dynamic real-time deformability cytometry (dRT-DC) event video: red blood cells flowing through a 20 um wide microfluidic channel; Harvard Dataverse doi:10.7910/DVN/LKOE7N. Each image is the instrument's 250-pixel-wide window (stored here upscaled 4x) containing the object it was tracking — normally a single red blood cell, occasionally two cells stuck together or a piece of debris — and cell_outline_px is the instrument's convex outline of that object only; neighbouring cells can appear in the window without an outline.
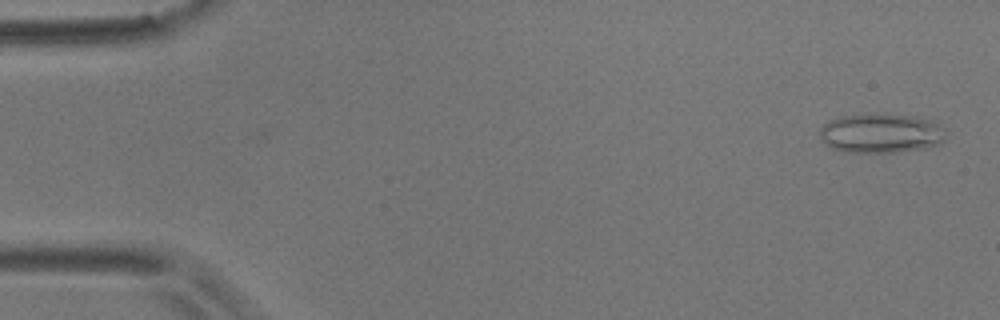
{"species": "common noctule bat (a hibernating species)", "species_latin": "Nyctalus noctula", "temperature_condition": "room temperature", "stored_images_in_passage": 2, "camera_frame_rate_fps": 3000, "um_per_image_px": 0.085, "animal": {"sex": "male", "body_mass_g": 17.9}, "frame": {"image": 1, "passage_image": 2, "time_ms": 0.333, "image_size_px": [1000, 320], "cell_outline_px": [[944, 140], [940, 144], [928, 148], [896, 152], [844, 152], [832, 148], [824, 144], [820, 136], [820, 128], [828, 120], [840, 116], [912, 116], [940, 120], [944, 128]], "centroid_in_image_um": [74.94, 11.35], "position_along_channel_um": 10.1, "area_um2": 28.84}}